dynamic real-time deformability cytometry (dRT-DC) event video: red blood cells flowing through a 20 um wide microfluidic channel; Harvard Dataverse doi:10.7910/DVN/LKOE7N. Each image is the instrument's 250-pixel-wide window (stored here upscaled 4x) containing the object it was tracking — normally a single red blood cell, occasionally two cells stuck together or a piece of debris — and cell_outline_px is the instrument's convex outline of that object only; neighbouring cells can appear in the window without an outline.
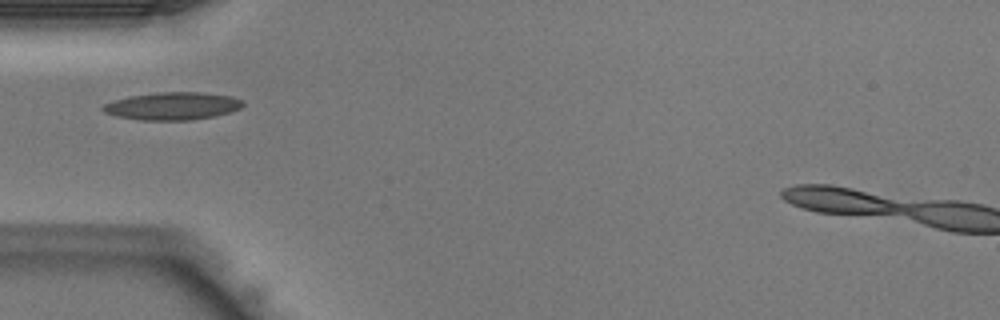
{"species": "Egyptian fruit bat (a non-hibernating species)", "species_latin": "Rousettus aegyptiacus", "temperature_condition": "warm", "stored_images_in_passage": 4, "camera_frame_rate_fps": 3000, "um_per_image_px": 0.085, "animal": {"sex": "male"}, "frame": {"image": 1, "passage_image": 1, "time_ms": 0.0, "image_size_px": [1000, 320], "cell_outline_px": [[244, 104], [240, 108], [232, 112], [216, 116], [192, 120], [140, 120], [116, 116], [104, 112], [100, 108], [104, 104], [128, 96], [160, 92], [200, 92], [232, 96], [244, 100]], "centroid_in_image_um": [14.7, 9.01], "position_along_channel_um": 70.3, "area_um2": 22.72}}